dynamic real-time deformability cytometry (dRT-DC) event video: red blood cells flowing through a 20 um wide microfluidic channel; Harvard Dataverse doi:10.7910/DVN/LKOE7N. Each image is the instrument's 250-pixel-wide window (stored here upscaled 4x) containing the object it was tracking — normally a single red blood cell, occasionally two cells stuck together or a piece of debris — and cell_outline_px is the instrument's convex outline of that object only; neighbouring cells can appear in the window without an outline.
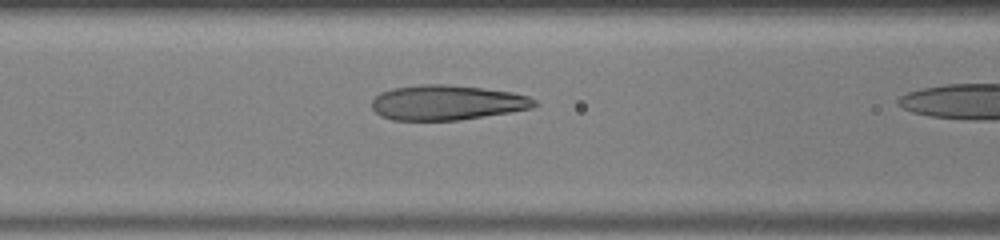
{"species": "human", "species_latin": "Homo sapiens", "temperature_condition": "warm", "stored_images_in_passage": 11, "camera_frame_rate_fps": 3000, "um_per_image_px": 0.085, "donor": {"sex": "male"}, "frame": {"image": 1, "passage_image": 10, "time_ms": 3.0, "image_size_px": [1000, 240], "cell_outline_px": [[540, 104], [532, 108], [460, 120], [392, 120], [380, 116], [372, 108], [372, 100], [380, 92], [392, 88], [420, 84], [448, 84], [484, 88], [512, 92], [528, 96], [536, 100]], "centroid_in_image_um": [37.99, 8.71], "position_along_channel_um": 128.6, "area_um2": 33.29}}